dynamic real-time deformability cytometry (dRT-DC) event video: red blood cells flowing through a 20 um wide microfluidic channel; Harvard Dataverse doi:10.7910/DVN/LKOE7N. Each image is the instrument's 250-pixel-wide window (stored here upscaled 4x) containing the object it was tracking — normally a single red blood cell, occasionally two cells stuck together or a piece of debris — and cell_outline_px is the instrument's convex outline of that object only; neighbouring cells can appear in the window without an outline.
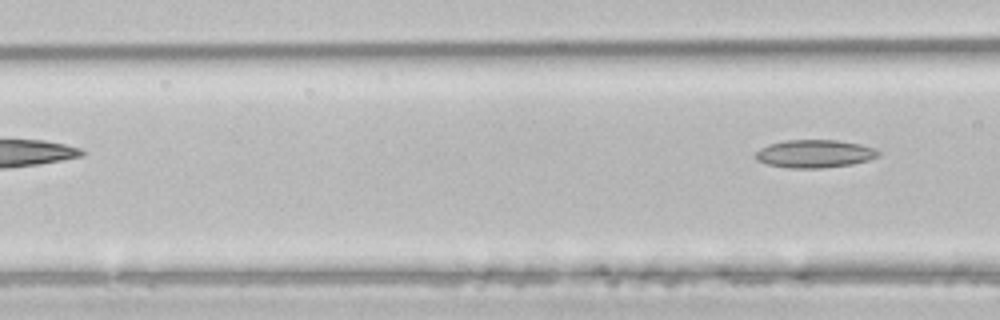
{"species": "common noctule bat (a hibernating species)", "species_latin": "Nyctalus noctula", "temperature_condition": "room temperature", "stored_images_in_passage": 8, "segment_of_instrument_passage": [2, 2], "camera_frame_rate_fps": 3000, "um_per_image_px": 0.085, "animal": {"sex": "male", "body_mass_g": 21.5, "forearm_length_mm": 52.0}, "frame": {"image": 1, "passage_image": 8, "time_ms": 2.333, "image_size_px": [1000, 320], "cell_outline_px": [[880, 156], [868, 160], [852, 164], [824, 168], [788, 168], [768, 164], [756, 160], [756, 152], [760, 148], [768, 144], [788, 140], [836, 140], [860, 144], [872, 148], [880, 152]], "centroid_in_image_um": [69.24, 13.07], "position_along_channel_um": 97.4, "area_um2": 19.94}}